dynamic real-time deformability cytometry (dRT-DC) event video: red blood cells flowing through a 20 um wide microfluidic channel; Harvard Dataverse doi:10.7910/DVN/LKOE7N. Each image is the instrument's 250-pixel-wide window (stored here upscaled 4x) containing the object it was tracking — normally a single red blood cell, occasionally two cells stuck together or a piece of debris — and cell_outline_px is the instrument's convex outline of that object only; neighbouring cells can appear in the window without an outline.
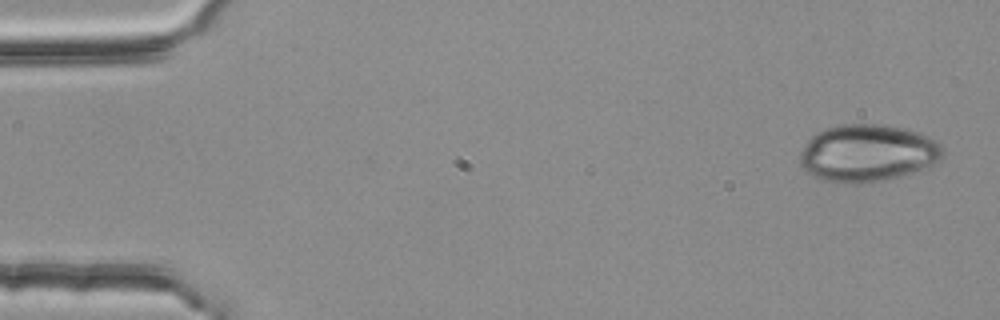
{"species": "common noctule bat (a hibernating species)", "species_latin": "Nyctalus noctula", "temperature_condition": "room temperature", "stored_images_in_passage": 4, "camera_frame_rate_fps": 3000, "um_per_image_px": 0.085, "animal": {"sex": "female", "body_mass_g": 25.1}, "frame": {"image": 1, "passage_image": 1, "time_ms": 0.0, "image_size_px": [1000, 320], "cell_outline_px": [[944, 156], [932, 168], [884, 180], [856, 184], [844, 184], [824, 180], [812, 176], [800, 164], [800, 152], [804, 144], [816, 132], [824, 128], [836, 124], [884, 124], [904, 128], [920, 132], [928, 136], [940, 144], [944, 152]], "centroid_in_image_um": [73.77, 13.01], "position_along_channel_um": 11.2, "area_um2": 48.55}}